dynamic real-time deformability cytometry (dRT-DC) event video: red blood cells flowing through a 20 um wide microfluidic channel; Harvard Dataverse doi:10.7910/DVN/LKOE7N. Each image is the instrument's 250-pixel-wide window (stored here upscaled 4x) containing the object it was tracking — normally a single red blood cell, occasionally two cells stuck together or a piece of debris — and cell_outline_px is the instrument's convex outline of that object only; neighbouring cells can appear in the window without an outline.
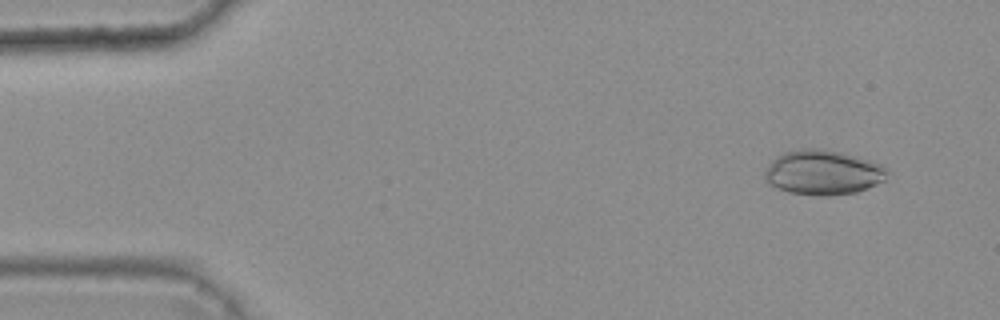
{"species": "common noctule bat (a hibernating species)", "species_latin": "Nyctalus noctula", "temperature_condition": "warm", "stored_images_in_passage": 3, "camera_frame_rate_fps": 3000, "um_per_image_px": 0.085, "animal": {"sex": "female", "body_mass_g": 25.1}, "frame": {"image": 1, "passage_image": 1, "time_ms": 0.0, "image_size_px": [1000, 320], "cell_outline_px": [[888, 172], [884, 180], [868, 188], [856, 192], [824, 196], [820, 196], [788, 192], [764, 180], [764, 172], [768, 164], [776, 156], [784, 152], [800, 148], [820, 148], [840, 152], [868, 160], [880, 164]], "centroid_in_image_um": [69.92, 14.65], "position_along_channel_um": 15.1, "area_um2": 31.73}}